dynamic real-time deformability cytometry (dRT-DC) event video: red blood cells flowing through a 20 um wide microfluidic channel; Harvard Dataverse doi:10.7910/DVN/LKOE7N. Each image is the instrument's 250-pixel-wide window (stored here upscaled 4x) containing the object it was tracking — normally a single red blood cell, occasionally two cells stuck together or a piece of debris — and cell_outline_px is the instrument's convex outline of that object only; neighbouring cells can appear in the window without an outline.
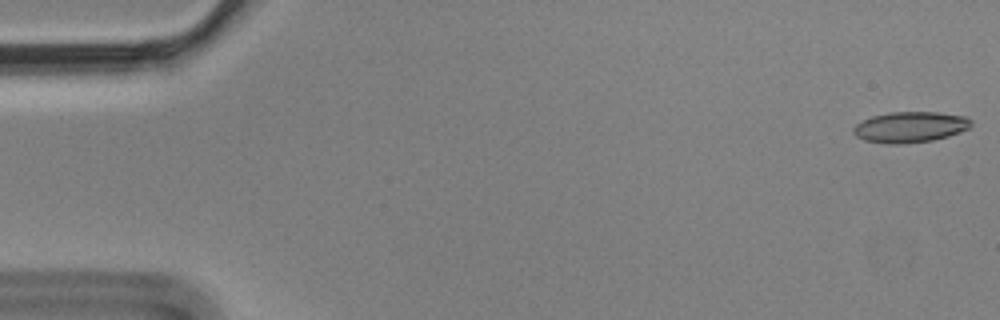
{"species": "Egyptian fruit bat (a non-hibernating species)", "species_latin": "Rousettus aegyptiacus", "temperature_condition": "cold", "stored_images_in_passage": 4, "camera_frame_rate_fps": 3000, "um_per_image_px": 0.085, "animal": {"sex": "male"}, "frame": {"image": 1, "passage_image": 1, "time_ms": 0.0, "image_size_px": [1000, 320], "cell_outline_px": [[972, 124], [968, 128], [960, 132], [948, 136], [932, 140], [904, 144], [888, 144], [864, 140], [856, 136], [852, 132], [852, 128], [856, 124], [872, 116], [892, 112], [936, 112], [964, 116], [972, 120]], "centroid_in_image_um": [77.35, 10.8], "position_along_channel_um": 7.7, "area_um2": 21.1}}